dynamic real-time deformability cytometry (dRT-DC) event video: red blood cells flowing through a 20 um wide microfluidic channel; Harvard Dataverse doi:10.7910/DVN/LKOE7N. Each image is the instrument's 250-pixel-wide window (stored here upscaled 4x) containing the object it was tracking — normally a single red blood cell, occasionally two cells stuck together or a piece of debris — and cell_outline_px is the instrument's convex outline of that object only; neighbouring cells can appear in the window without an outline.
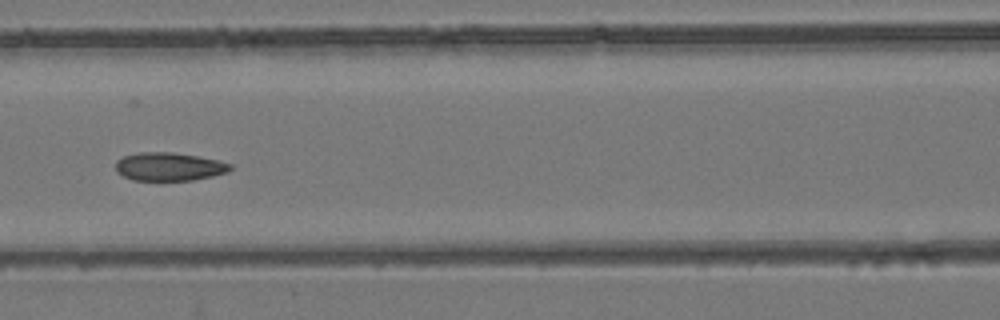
{"species": "common noctule bat (a hibernating species)", "species_latin": "Nyctalus noctula", "temperature_condition": "room temperature", "stored_images_in_passage": 7, "camera_frame_rate_fps": 3000, "um_per_image_px": 0.085, "animal": {"sex": "female", "body_mass_g": 24.6, "forearm_length_mm": 56.2}, "frame": {"image": 1, "passage_image": 7, "time_ms": 7.0, "image_size_px": [1000, 320], "cell_outline_px": [[232, 168], [228, 172], [212, 176], [192, 180], [132, 180], [116, 172], [116, 160], [124, 156], [140, 152], [172, 152], [196, 156], [216, 160], [232, 164]], "centroid_in_image_um": [14.35, 14.16], "position_along_channel_um": 152.2, "area_um2": 18.79}}